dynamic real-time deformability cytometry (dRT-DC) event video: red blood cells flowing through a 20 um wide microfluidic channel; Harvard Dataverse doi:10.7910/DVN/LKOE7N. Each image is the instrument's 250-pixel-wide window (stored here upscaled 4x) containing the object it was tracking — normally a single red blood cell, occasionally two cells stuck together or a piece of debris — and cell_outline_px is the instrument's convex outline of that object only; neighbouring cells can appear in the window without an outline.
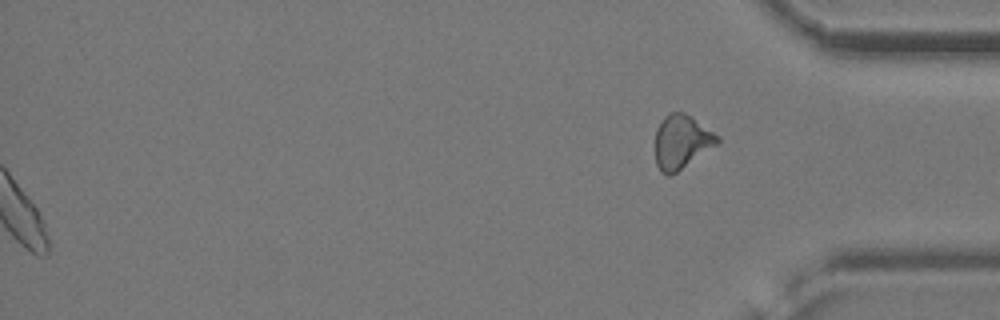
{"species": "common noctule bat (a hibernating species)", "species_latin": "Nyctalus noctula", "temperature_condition": "cold", "stored_images_in_passage": 53, "segment_of_instrument_passage": [2, 2], "camera_frame_rate_fps": 3000, "um_per_image_px": 0.085, "animal": {"sex": "female", "body_mass_g": 24.6, "forearm_length_mm": 56.2}, "frame": {"image": 1, "passage_image": 53, "time_ms": 17.333, "image_size_px": [1000, 320], "cell_outline_px": [[720, 140], [716, 144], [672, 176], [668, 176], [660, 172], [656, 164], [656, 128], [664, 116], [672, 112], [684, 112], [692, 116], [720, 136]], "centroid_in_image_um": [57.92, 12.05], "position_along_channel_um": 377.3, "area_um2": 19.54}}